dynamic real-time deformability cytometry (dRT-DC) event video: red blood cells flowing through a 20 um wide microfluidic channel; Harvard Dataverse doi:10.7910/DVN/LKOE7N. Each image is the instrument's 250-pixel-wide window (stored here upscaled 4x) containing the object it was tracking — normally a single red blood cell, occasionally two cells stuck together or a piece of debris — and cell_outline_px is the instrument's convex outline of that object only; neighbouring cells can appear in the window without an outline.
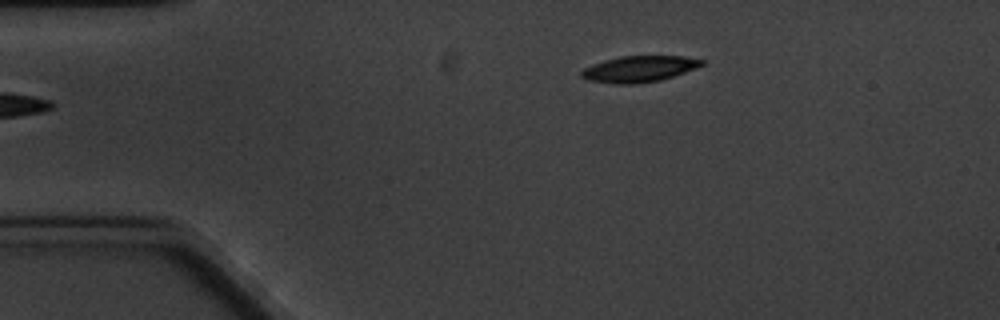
{"species": "common noctule bat (a hibernating species)", "species_latin": "Nyctalus noctula", "temperature_condition": "cold", "stored_images_in_passage": 4, "camera_frame_rate_fps": 3000, "um_per_image_px": 0.085, "animal": {"sex": "male", "body_mass_g": 20.1, "forearm_length_mm": 53.5}, "frame": {"image": 1, "passage_image": 4, "time_ms": 3.333, "image_size_px": [1000, 320], "cell_outline_px": [[704, 64], [696, 68], [660, 80], [632, 84], [616, 84], [588, 80], [580, 76], [580, 72], [584, 68], [592, 64], [604, 60], [620, 56], [684, 56], [704, 60]], "centroid_in_image_um": [54.3, 5.85], "position_along_channel_um": 30.7, "area_um2": 18.26}}